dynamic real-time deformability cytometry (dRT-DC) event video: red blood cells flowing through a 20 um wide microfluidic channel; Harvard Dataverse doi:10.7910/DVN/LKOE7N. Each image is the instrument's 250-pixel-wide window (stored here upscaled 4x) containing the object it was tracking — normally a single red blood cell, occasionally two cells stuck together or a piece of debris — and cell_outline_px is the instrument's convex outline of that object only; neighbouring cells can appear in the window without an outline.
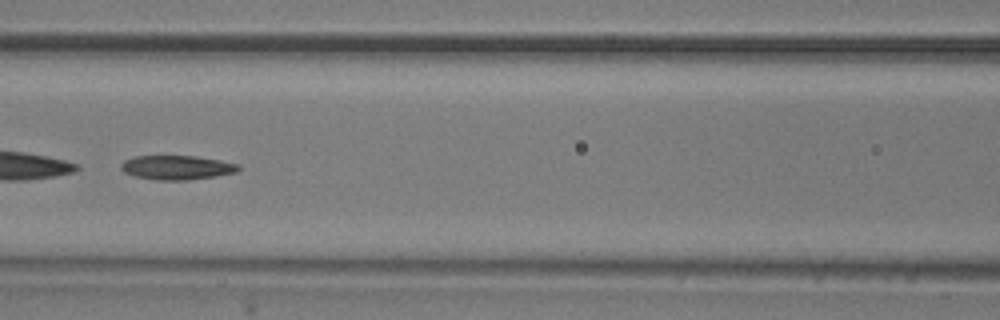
{"species": "common noctule bat (a hibernating species)", "species_latin": "Nyctalus noctula", "temperature_condition": "room temperature", "stored_images_in_passage": 32, "camera_frame_rate_fps": 3000, "um_per_image_px": 0.085, "animal": {"sex": "male", "body_mass_g": 20.5, "forearm_length_mm": 52.5}, "frame": {"image": 1, "passage_image": 10, "time_ms": 3.0, "image_size_px": [1000, 320], "cell_outline_px": [[240, 168], [236, 172], [216, 176], [188, 180], [156, 180], [136, 176], [124, 172], [120, 168], [120, 164], [124, 160], [132, 156], [192, 156], [220, 160], [240, 164]], "centroid_in_image_um": [15.02, 14.23], "position_along_channel_um": 151.6, "area_um2": 16.59}}
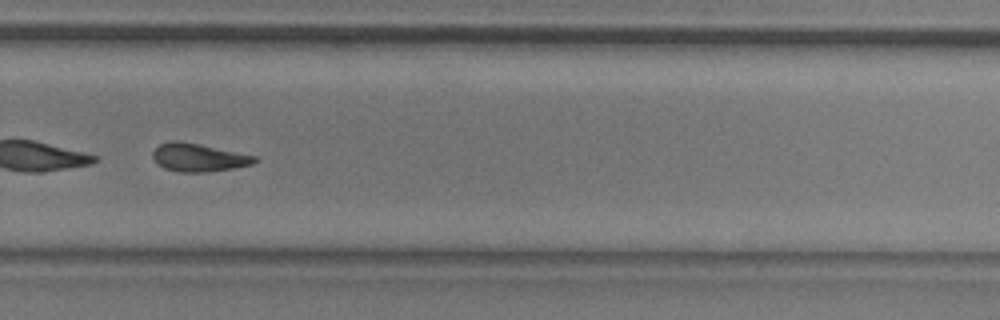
{"frame": {"image": 2, "passage_image": 23, "time_ms": 7.333, "image_size_px": [1000, 320], "cell_outline_px": [[260, 160], [252, 164], [232, 168], [204, 172], [180, 172], [164, 168], [152, 156], [152, 152], [160, 144], [172, 140], [180, 140], [200, 144], [256, 156]], "centroid_in_image_um": [16.89, 13.37], "position_along_channel_um": 312.9, "area_um2": 16.53}, "authors_computed_cell_mechanics": {"area_um2": 16.762, "velocity_mm_per_s": 3.7399, "shape_relaxation_time_tau1_ms": null, "shape_relaxation_time_tau2_ms": 7.3279, "deformation_change_tau1": null, "deformation_change_tau2": 0.1713}}